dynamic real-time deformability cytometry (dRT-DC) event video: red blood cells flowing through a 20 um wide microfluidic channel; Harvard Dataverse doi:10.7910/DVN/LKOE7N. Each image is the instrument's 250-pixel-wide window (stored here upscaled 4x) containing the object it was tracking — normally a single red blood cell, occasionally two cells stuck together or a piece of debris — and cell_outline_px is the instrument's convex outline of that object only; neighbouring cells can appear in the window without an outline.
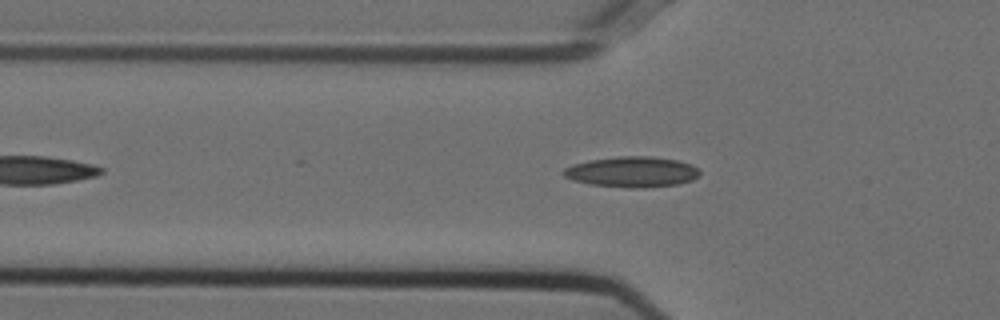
{"species": "Egyptian fruit bat (a non-hibernating species)", "species_latin": "Rousettus aegyptiacus", "temperature_condition": "cold", "stored_images_in_passage": 42, "camera_frame_rate_fps": 3000, "um_per_image_px": 0.085, "animal": {"sex": "female"}, "frame": {"image": 1, "passage_image": 10, "time_ms": 3.0, "image_size_px": [1000, 320], "cell_outline_px": [[700, 172], [692, 180], [676, 184], [644, 188], [632, 188], [588, 184], [572, 180], [564, 176], [560, 172], [564, 168], [572, 164], [588, 160], [616, 156], [652, 156], [676, 160], [692, 164]], "centroid_in_image_um": [53.66, 14.6], "position_along_channel_um": 72.1, "area_um2": 24.39}}
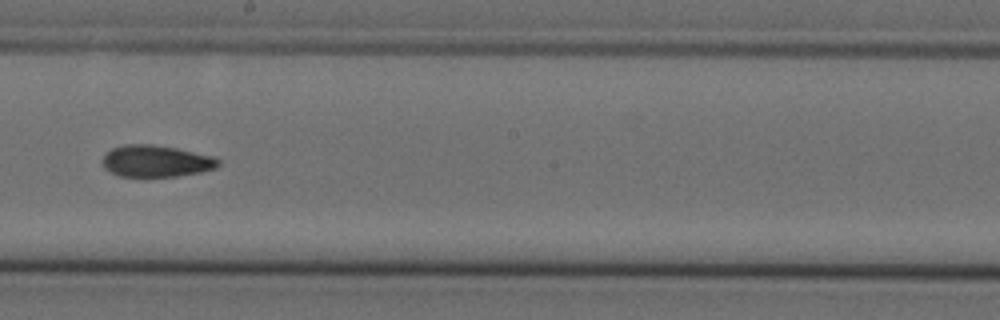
{"frame": {"image": 2, "passage_image": 23, "time_ms": 7.333, "image_size_px": [1000, 320], "cell_outline_px": [[220, 164], [216, 168], [200, 172], [176, 176], [120, 176], [104, 168], [100, 160], [112, 148], [124, 144], [152, 144], [176, 148], [212, 156], [220, 160]], "centroid_in_image_um": [13.25, 13.69], "position_along_channel_um": 235.0, "area_um2": 21.33}}
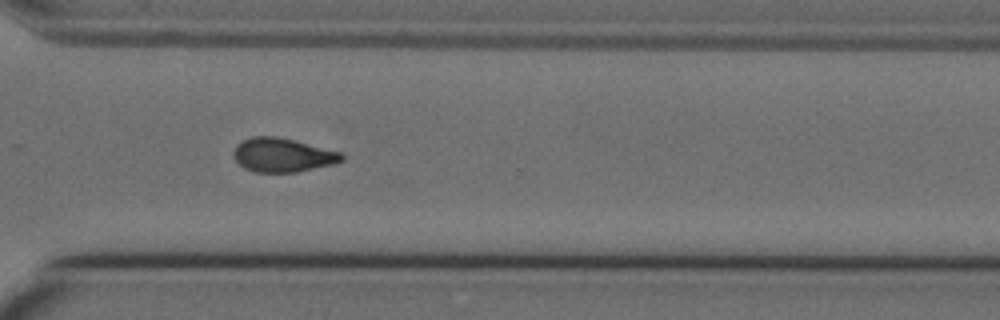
{"frame": {"image": 3, "passage_image": 32, "time_ms": 10.333, "image_size_px": [1000, 320], "cell_outline_px": [[344, 160], [332, 164], [296, 172], [256, 172], [244, 168], [236, 160], [236, 144], [252, 136], [276, 136], [344, 152]], "centroid_in_image_um": [24.07, 13.17], "position_along_channel_um": 346.5, "area_um2": 21.15}}